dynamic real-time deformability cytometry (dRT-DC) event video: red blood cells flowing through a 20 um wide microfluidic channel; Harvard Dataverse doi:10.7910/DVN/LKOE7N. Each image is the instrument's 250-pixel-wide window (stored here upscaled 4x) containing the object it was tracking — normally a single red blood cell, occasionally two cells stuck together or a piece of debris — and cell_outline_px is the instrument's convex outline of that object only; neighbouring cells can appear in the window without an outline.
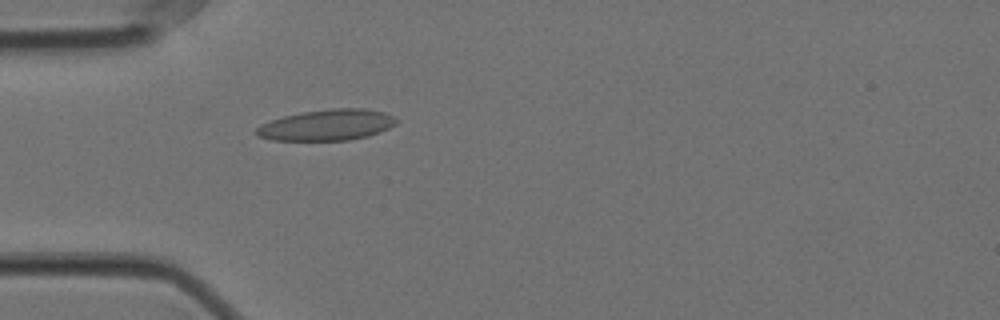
{"species": "Egyptian fruit bat (a non-hibernating species)", "species_latin": "Rousettus aegyptiacus", "temperature_condition": "cold", "stored_images_in_passage": 17, "camera_frame_rate_fps": 3000, "um_per_image_px": 0.085, "animal": {"sex": "female"}, "frame": {"image": 1, "passage_image": 3, "time_ms": 0.667, "image_size_px": [1000, 320], "cell_outline_px": [[396, 124], [388, 128], [368, 136], [348, 140], [272, 140], [260, 136], [256, 132], [256, 128], [260, 124], [284, 116], [300, 112], [332, 108], [364, 108], [384, 112], [392, 116], [396, 120]], "centroid_in_image_um": [27.79, 10.61], "position_along_channel_um": 57.2, "area_um2": 25.09}}
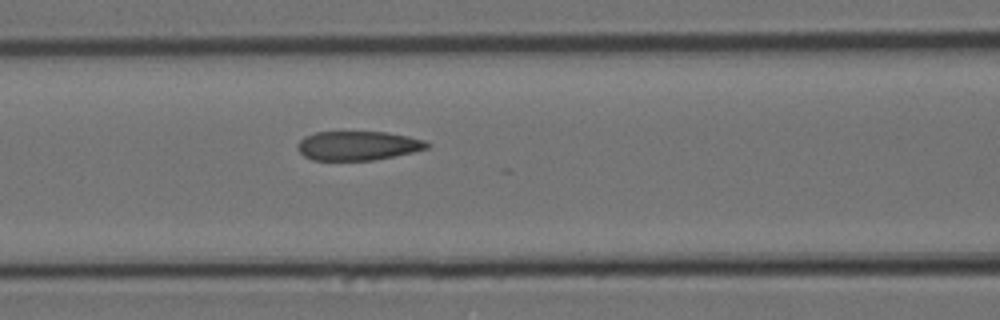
{"frame": {"image": 2, "passage_image": 10, "time_ms": 3.0, "image_size_px": [1000, 320], "cell_outline_px": [[432, 144], [428, 148], [412, 152], [372, 160], [312, 160], [304, 156], [296, 148], [296, 144], [304, 136], [316, 132], [388, 132], [408, 136], [424, 140]], "centroid_in_image_um": [30.4, 12.37], "position_along_channel_um": 136.2, "area_um2": 22.02}}
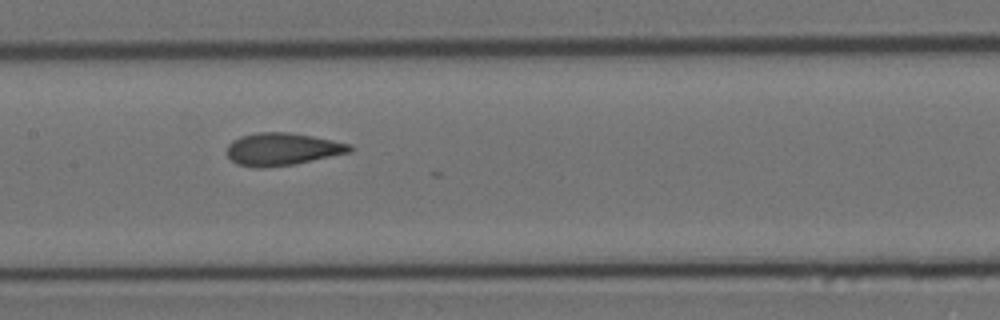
{"frame": {"image": 3, "passage_image": 14, "time_ms": 4.333, "image_size_px": [1000, 320], "cell_outline_px": [[352, 152], [296, 164], [264, 168], [256, 168], [236, 164], [228, 156], [228, 144], [232, 140], [240, 136], [256, 132], [288, 132], [312, 136], [352, 144]], "centroid_in_image_um": [24.0, 12.68], "position_along_channel_um": 183.4, "area_um2": 23.47}}